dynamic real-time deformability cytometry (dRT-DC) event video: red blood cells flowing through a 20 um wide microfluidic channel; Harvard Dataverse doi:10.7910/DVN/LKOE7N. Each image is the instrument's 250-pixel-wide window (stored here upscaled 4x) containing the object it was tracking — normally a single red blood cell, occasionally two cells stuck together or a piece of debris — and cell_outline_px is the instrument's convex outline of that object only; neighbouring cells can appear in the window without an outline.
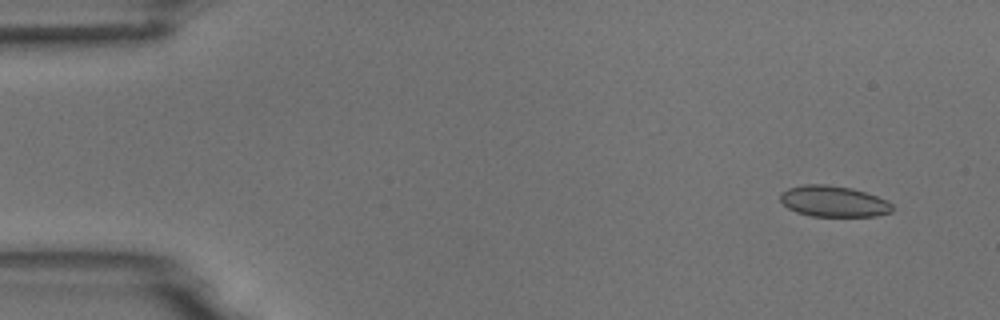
{"species": "common noctule bat (a hibernating species)", "species_latin": "Nyctalus noctula", "temperature_condition": "room temperature", "stored_images_in_passage": 6, "camera_frame_rate_fps": 3000, "um_per_image_px": 0.085, "animal": {"sex": "male", "body_mass_g": 18.8}, "frame": {"image": 1, "passage_image": 2, "time_ms": 1.0, "image_size_px": [1000, 320], "cell_outline_px": [[892, 212], [876, 216], [812, 216], [796, 212], [788, 208], [780, 200], [780, 192], [788, 188], [804, 184], [824, 184], [852, 188], [876, 196], [892, 204]], "centroid_in_image_um": [70.81, 17.11], "position_along_channel_um": 14.2, "area_um2": 20.17}}
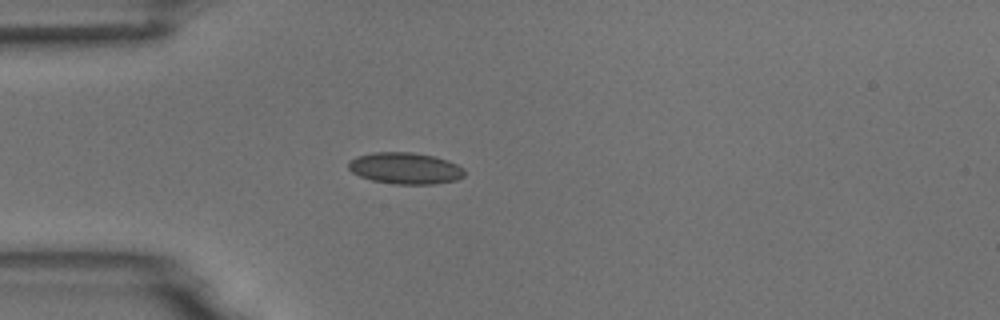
{"frame": {"image": 2, "passage_image": 5, "time_ms": 4.667, "image_size_px": [1000, 320], "cell_outline_px": [[464, 176], [456, 180], [436, 184], [392, 184], [372, 180], [360, 176], [352, 172], [348, 168], [348, 160], [356, 156], [372, 152], [412, 152], [432, 156], [448, 160], [464, 168]], "centroid_in_image_um": [34.42, 14.3], "position_along_channel_um": 50.6, "area_um2": 21.44}}